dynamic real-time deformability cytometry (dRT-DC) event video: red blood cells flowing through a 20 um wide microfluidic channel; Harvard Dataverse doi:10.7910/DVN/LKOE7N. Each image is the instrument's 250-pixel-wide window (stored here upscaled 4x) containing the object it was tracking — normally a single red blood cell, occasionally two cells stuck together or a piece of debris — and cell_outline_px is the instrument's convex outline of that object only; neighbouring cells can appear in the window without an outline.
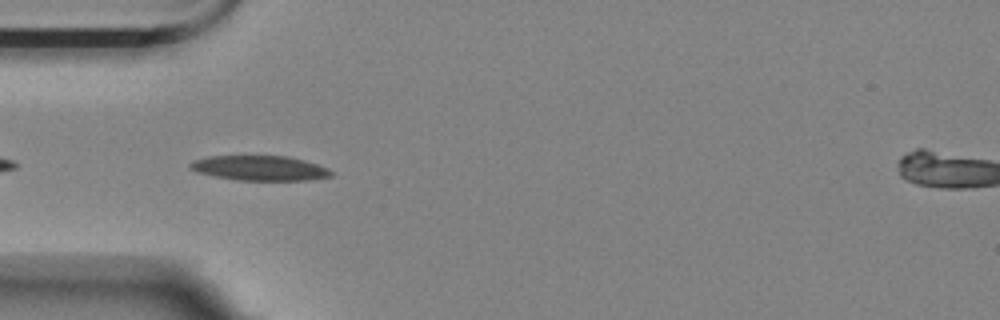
{"species": "Egyptian fruit bat (a non-hibernating species)", "species_latin": "Rousettus aegyptiacus", "temperature_condition": "room temperature", "stored_images_in_passage": 6, "camera_frame_rate_fps": 3000, "um_per_image_px": 0.085, "animal": {"sex": "female"}, "frame": {"image": 1, "passage_image": 3, "time_ms": 3.667, "image_size_px": [1000, 320], "cell_outline_px": [[332, 176], [308, 180], [236, 180], [196, 172], [188, 168], [188, 164], [192, 160], [208, 156], [288, 156], [304, 160], [328, 168], [332, 172]], "centroid_in_image_um": [22.04, 14.28], "position_along_channel_um": 63.0, "area_um2": 20.46}}
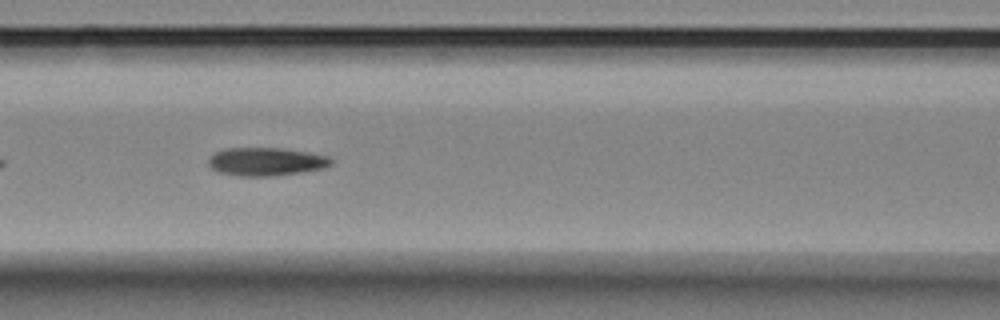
{"frame": {"image": 2, "passage_image": 5, "time_ms": 6.0, "image_size_px": [1000, 320], "cell_outline_px": [[336, 160], [332, 164], [324, 168], [300, 172], [272, 176], [240, 176], [220, 172], [212, 168], [208, 164], [208, 160], [216, 152], [224, 148], [280, 148], [308, 152], [328, 156]], "centroid_in_image_um": [22.66, 13.73], "position_along_channel_um": 143.9, "area_um2": 20.11}}
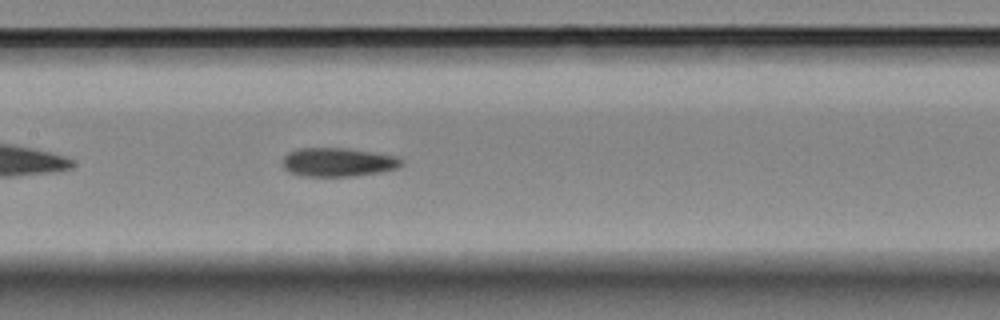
{"frame": {"image": 3, "passage_image": 6, "time_ms": 7.0, "image_size_px": [1000, 320], "cell_outline_px": [[404, 164], [400, 168], [380, 172], [352, 176], [304, 176], [288, 172], [280, 164], [284, 156], [288, 152], [296, 148], [344, 148], [396, 156], [404, 160]], "centroid_in_image_um": [28.71, 13.79], "position_along_channel_um": 178.7, "area_um2": 20.11}}